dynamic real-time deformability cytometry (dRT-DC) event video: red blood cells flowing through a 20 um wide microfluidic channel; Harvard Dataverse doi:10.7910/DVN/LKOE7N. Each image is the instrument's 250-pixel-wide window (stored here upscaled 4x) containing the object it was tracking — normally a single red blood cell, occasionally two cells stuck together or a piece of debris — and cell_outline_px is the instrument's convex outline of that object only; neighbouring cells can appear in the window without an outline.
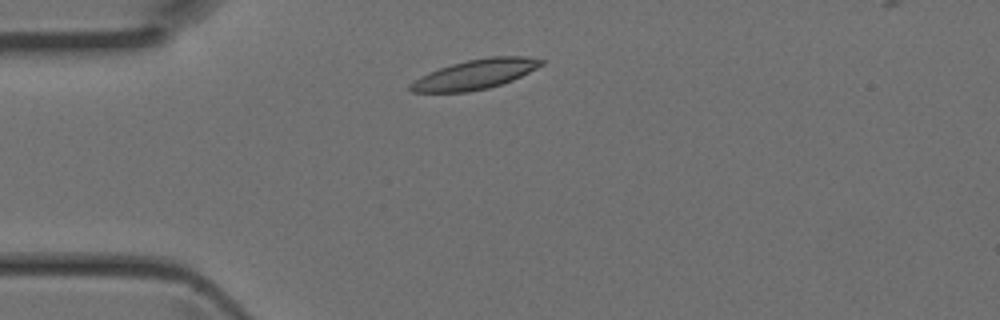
{"species": "Egyptian fruit bat (a non-hibernating species)", "species_latin": "Rousettus aegyptiacus", "temperature_condition": "room temperature", "stored_images_in_passage": 34, "camera_frame_rate_fps": 3000, "um_per_image_px": 0.085, "animal": {"sex": "female"}, "frame": {"image": 1, "passage_image": 1, "time_ms": 0.0, "image_size_px": [1000, 320], "cell_outline_px": [[544, 64], [512, 80], [488, 88], [468, 92], [412, 92], [408, 88], [408, 84], [420, 76], [428, 72], [452, 64], [468, 60], [488, 56], [528, 56], [544, 60]], "centroid_in_image_um": [40.37, 6.31], "position_along_channel_um": 44.6, "area_um2": 22.6}}
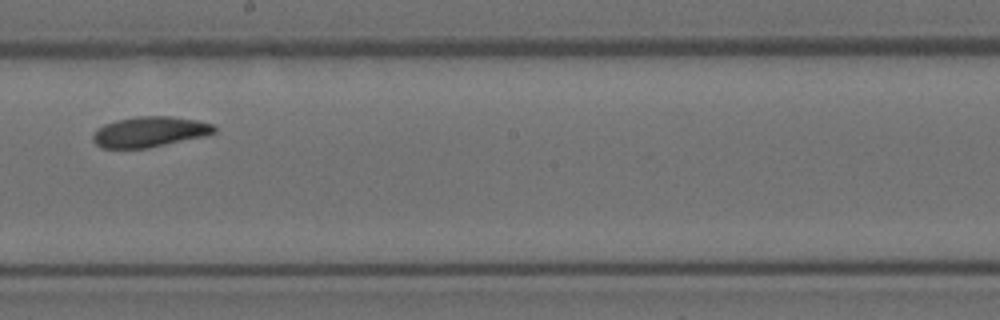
{"frame": {"image": 2, "passage_image": 15, "time_ms": 4.667, "image_size_px": [1000, 320], "cell_outline_px": [[216, 132], [204, 136], [148, 148], [104, 148], [96, 144], [92, 140], [92, 136], [96, 128], [104, 124], [116, 120], [136, 116], [172, 116], [196, 120], [212, 124], [216, 128]], "centroid_in_image_um": [12.69, 11.2], "position_along_channel_um": 235.5, "area_um2": 21.56}}
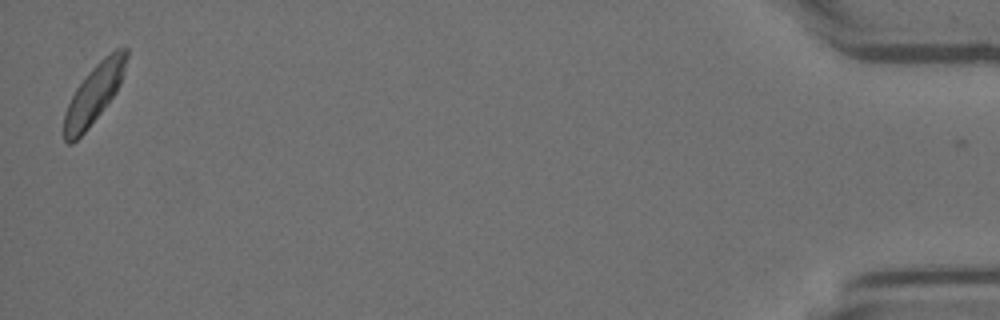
{"frame": {"image": 3, "passage_image": 34, "time_ms": 11.0, "image_size_px": [1000, 320], "cell_outline_px": [[128, 56], [124, 72], [120, 84], [116, 92], [88, 128], [72, 144], [68, 144], [64, 140], [64, 112], [76, 88], [88, 72], [104, 56], [116, 48], [128, 48]], "centroid_in_image_um": [7.99, 7.96], "position_along_channel_um": 427.2, "area_um2": 21.21}}